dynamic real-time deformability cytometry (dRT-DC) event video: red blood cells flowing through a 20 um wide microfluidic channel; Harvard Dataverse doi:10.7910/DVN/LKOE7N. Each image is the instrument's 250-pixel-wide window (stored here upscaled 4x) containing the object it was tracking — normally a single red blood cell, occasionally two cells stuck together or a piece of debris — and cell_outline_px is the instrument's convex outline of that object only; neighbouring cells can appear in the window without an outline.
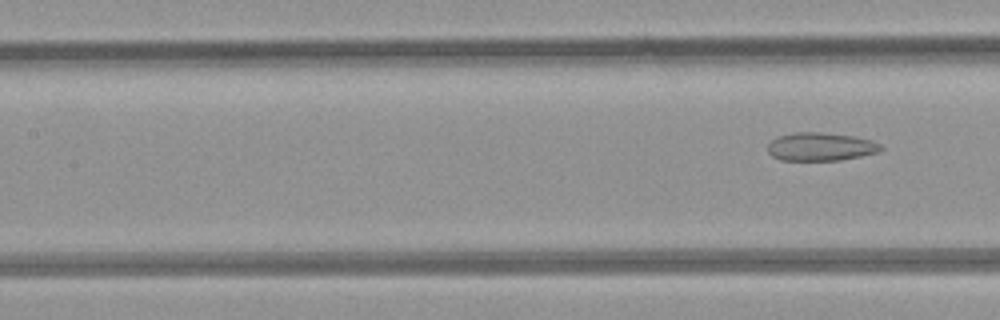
{"species": "common noctule bat (a hibernating species)", "species_latin": "Nyctalus noctula", "temperature_condition": "room temperature", "stored_images_in_passage": 5, "segment_of_instrument_passage": [2, 2], "camera_frame_rate_fps": 3000, "um_per_image_px": 0.085, "animal": {"sex": "female", "body_mass_g": 21.9}, "frame": {"image": 1, "passage_image": 5, "time_ms": 5.333, "image_size_px": [1000, 320], "cell_outline_px": [[884, 148], [880, 152], [840, 160], [780, 160], [772, 156], [768, 152], [768, 144], [776, 136], [792, 132], [820, 132], [852, 136], [868, 140], [880, 144]], "centroid_in_image_um": [69.72, 12.47], "position_along_channel_um": 137.7, "area_um2": 18.61}}